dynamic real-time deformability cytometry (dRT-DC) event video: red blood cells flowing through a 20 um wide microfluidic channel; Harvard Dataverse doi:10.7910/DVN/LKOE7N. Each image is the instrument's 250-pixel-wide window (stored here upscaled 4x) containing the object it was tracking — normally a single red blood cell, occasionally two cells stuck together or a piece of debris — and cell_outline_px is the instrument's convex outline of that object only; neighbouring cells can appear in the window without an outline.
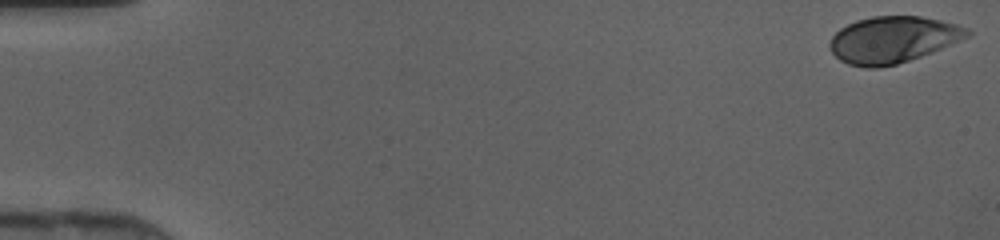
{"species": "human", "species_latin": "Homo sapiens", "temperature_condition": "cold", "stored_images_in_passage": 40, "camera_frame_rate_fps": 3000, "um_per_image_px": 0.085, "donor": {"sex": "female"}, "frame": {"image": 1, "passage_image": 1, "time_ms": 0.0, "image_size_px": [1000, 240], "cell_outline_px": [[972, 32], [968, 36], [960, 40], [920, 56], [896, 64], [876, 68], [864, 68], [848, 64], [840, 60], [828, 48], [828, 44], [832, 36], [840, 28], [856, 20], [872, 16], [920, 16], [940, 20], [956, 24], [968, 28]], "centroid_in_image_um": [75.85, 3.36], "position_along_channel_um": 9.2, "area_um2": 37.11}}
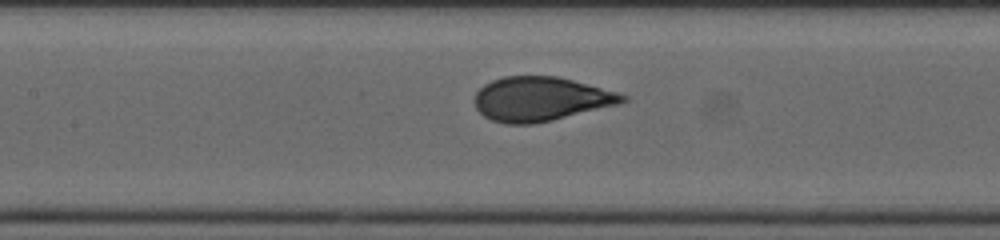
{"frame": {"image": 2, "passage_image": 22, "time_ms": 7.0, "image_size_px": [1000, 240], "cell_outline_px": [[628, 100], [620, 104], [552, 120], [532, 124], [504, 124], [492, 120], [484, 116], [476, 108], [476, 92], [484, 84], [492, 80], [504, 76], [556, 76], [572, 80], [616, 92], [628, 96]], "centroid_in_image_um": [45.95, 8.42], "position_along_channel_um": 161.4, "area_um2": 37.86}}
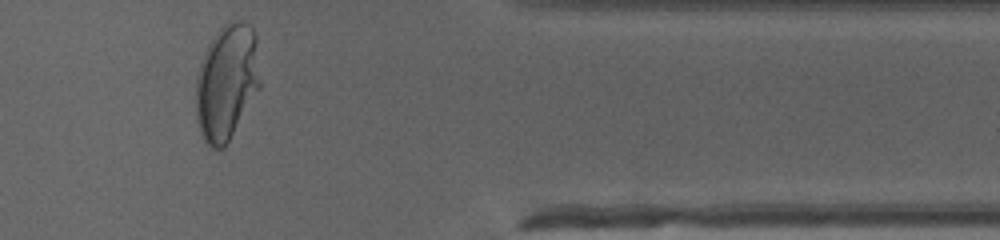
{"frame": {"image": 3, "passage_image": 39, "time_ms": 12.667, "image_size_px": [1000, 240], "cell_outline_px": [[260, 88], [224, 148], [212, 148], [204, 140], [200, 132], [196, 120], [196, 76], [200, 64], [208, 44], [216, 32], [228, 20], [244, 20], [252, 28], [256, 36], [260, 80]], "centroid_in_image_um": [19.27, 6.96], "position_along_channel_um": 392.1, "area_um2": 43.52}}